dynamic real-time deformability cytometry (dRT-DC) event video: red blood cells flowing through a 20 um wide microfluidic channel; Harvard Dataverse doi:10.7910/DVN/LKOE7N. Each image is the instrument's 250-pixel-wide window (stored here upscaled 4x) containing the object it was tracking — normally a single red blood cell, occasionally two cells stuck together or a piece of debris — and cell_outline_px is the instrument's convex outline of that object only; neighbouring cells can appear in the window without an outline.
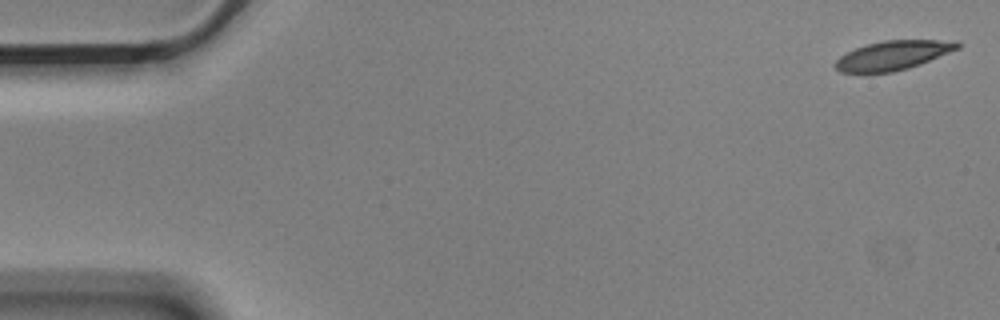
{"species": "Egyptian fruit bat (a non-hibernating species)", "species_latin": "Rousettus aegyptiacus", "temperature_condition": "cold", "stored_images_in_passage": 5, "camera_frame_rate_fps": 3000, "um_per_image_px": 0.085, "animal": {"sex": "male"}, "frame": {"image": 1, "passage_image": 1, "time_ms": 0.0, "image_size_px": [1000, 320], "cell_outline_px": [[964, 44], [960, 48], [920, 64], [908, 68], [892, 72], [840, 72], [832, 64], [840, 56], [856, 48], [868, 44], [884, 40], [956, 40]], "centroid_in_image_um": [75.95, 4.69], "position_along_channel_um": 9.1, "area_um2": 20.75}}
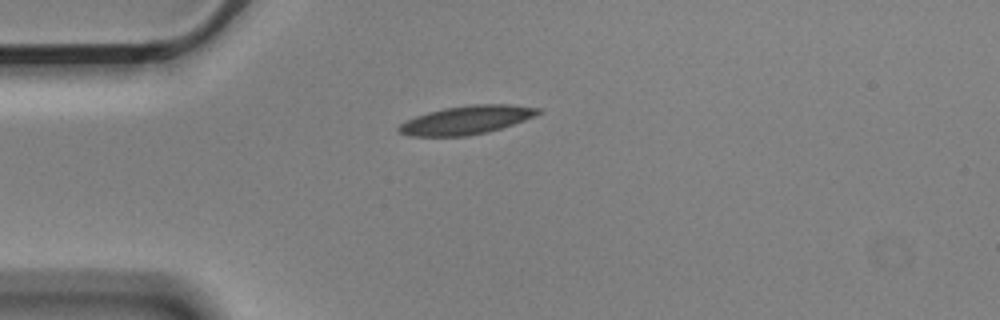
{"frame": {"image": 2, "passage_image": 4, "time_ms": 1.0, "image_size_px": [1000, 320], "cell_outline_px": [[544, 112], [536, 116], [488, 132], [468, 136], [408, 136], [400, 132], [396, 128], [400, 124], [416, 116], [428, 112], [444, 108], [472, 104], [512, 104], [540, 108]], "centroid_in_image_um": [39.69, 10.19], "position_along_channel_um": 45.3, "area_um2": 23.18}}